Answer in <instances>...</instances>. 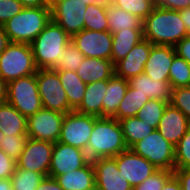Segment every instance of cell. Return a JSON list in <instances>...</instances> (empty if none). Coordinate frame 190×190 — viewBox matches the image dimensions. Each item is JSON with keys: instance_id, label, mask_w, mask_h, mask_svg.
Wrapping results in <instances>:
<instances>
[{"instance_id": "obj_1", "label": "cell", "mask_w": 190, "mask_h": 190, "mask_svg": "<svg viewBox=\"0 0 190 190\" xmlns=\"http://www.w3.org/2000/svg\"><path fill=\"white\" fill-rule=\"evenodd\" d=\"M180 12L155 5L143 20V38L153 45L175 46L188 36Z\"/></svg>"}, {"instance_id": "obj_2", "label": "cell", "mask_w": 190, "mask_h": 190, "mask_svg": "<svg viewBox=\"0 0 190 190\" xmlns=\"http://www.w3.org/2000/svg\"><path fill=\"white\" fill-rule=\"evenodd\" d=\"M127 149L119 121L113 117L94 116V126L85 151L88 159L112 158Z\"/></svg>"}, {"instance_id": "obj_3", "label": "cell", "mask_w": 190, "mask_h": 190, "mask_svg": "<svg viewBox=\"0 0 190 190\" xmlns=\"http://www.w3.org/2000/svg\"><path fill=\"white\" fill-rule=\"evenodd\" d=\"M70 41L71 37L66 31L50 20L30 44L37 68H55L62 61L64 47Z\"/></svg>"}, {"instance_id": "obj_4", "label": "cell", "mask_w": 190, "mask_h": 190, "mask_svg": "<svg viewBox=\"0 0 190 190\" xmlns=\"http://www.w3.org/2000/svg\"><path fill=\"white\" fill-rule=\"evenodd\" d=\"M51 20L49 7H24L3 28L10 42L31 44Z\"/></svg>"}, {"instance_id": "obj_5", "label": "cell", "mask_w": 190, "mask_h": 190, "mask_svg": "<svg viewBox=\"0 0 190 190\" xmlns=\"http://www.w3.org/2000/svg\"><path fill=\"white\" fill-rule=\"evenodd\" d=\"M37 71L29 44L10 42L0 54V77L7 83L20 77L36 74Z\"/></svg>"}, {"instance_id": "obj_6", "label": "cell", "mask_w": 190, "mask_h": 190, "mask_svg": "<svg viewBox=\"0 0 190 190\" xmlns=\"http://www.w3.org/2000/svg\"><path fill=\"white\" fill-rule=\"evenodd\" d=\"M7 102L27 118L42 109L36 74L9 81L7 83Z\"/></svg>"}, {"instance_id": "obj_7", "label": "cell", "mask_w": 190, "mask_h": 190, "mask_svg": "<svg viewBox=\"0 0 190 190\" xmlns=\"http://www.w3.org/2000/svg\"><path fill=\"white\" fill-rule=\"evenodd\" d=\"M130 149L147 159L158 170H175V146L165 140L157 129Z\"/></svg>"}, {"instance_id": "obj_8", "label": "cell", "mask_w": 190, "mask_h": 190, "mask_svg": "<svg viewBox=\"0 0 190 190\" xmlns=\"http://www.w3.org/2000/svg\"><path fill=\"white\" fill-rule=\"evenodd\" d=\"M36 81L43 108L63 114L73 111L69 106L58 72L54 68L38 69Z\"/></svg>"}, {"instance_id": "obj_9", "label": "cell", "mask_w": 190, "mask_h": 190, "mask_svg": "<svg viewBox=\"0 0 190 190\" xmlns=\"http://www.w3.org/2000/svg\"><path fill=\"white\" fill-rule=\"evenodd\" d=\"M94 126V116L71 111L65 114L58 142L86 151Z\"/></svg>"}, {"instance_id": "obj_10", "label": "cell", "mask_w": 190, "mask_h": 190, "mask_svg": "<svg viewBox=\"0 0 190 190\" xmlns=\"http://www.w3.org/2000/svg\"><path fill=\"white\" fill-rule=\"evenodd\" d=\"M65 114L42 108L27 118V137L56 143Z\"/></svg>"}, {"instance_id": "obj_11", "label": "cell", "mask_w": 190, "mask_h": 190, "mask_svg": "<svg viewBox=\"0 0 190 190\" xmlns=\"http://www.w3.org/2000/svg\"><path fill=\"white\" fill-rule=\"evenodd\" d=\"M54 143L27 138L16 169H25L49 176Z\"/></svg>"}, {"instance_id": "obj_12", "label": "cell", "mask_w": 190, "mask_h": 190, "mask_svg": "<svg viewBox=\"0 0 190 190\" xmlns=\"http://www.w3.org/2000/svg\"><path fill=\"white\" fill-rule=\"evenodd\" d=\"M85 11L81 0H59L51 7V20L72 37L84 29Z\"/></svg>"}, {"instance_id": "obj_13", "label": "cell", "mask_w": 190, "mask_h": 190, "mask_svg": "<svg viewBox=\"0 0 190 190\" xmlns=\"http://www.w3.org/2000/svg\"><path fill=\"white\" fill-rule=\"evenodd\" d=\"M73 44L87 58L111 60L112 33L83 29L71 37Z\"/></svg>"}, {"instance_id": "obj_14", "label": "cell", "mask_w": 190, "mask_h": 190, "mask_svg": "<svg viewBox=\"0 0 190 190\" xmlns=\"http://www.w3.org/2000/svg\"><path fill=\"white\" fill-rule=\"evenodd\" d=\"M113 158L116 160L120 177L124 176L133 188L158 171L147 159L134 153L131 149H127Z\"/></svg>"}, {"instance_id": "obj_15", "label": "cell", "mask_w": 190, "mask_h": 190, "mask_svg": "<svg viewBox=\"0 0 190 190\" xmlns=\"http://www.w3.org/2000/svg\"><path fill=\"white\" fill-rule=\"evenodd\" d=\"M89 161L84 150L56 142L52 151L49 176L55 178L56 176L67 174L84 167Z\"/></svg>"}, {"instance_id": "obj_16", "label": "cell", "mask_w": 190, "mask_h": 190, "mask_svg": "<svg viewBox=\"0 0 190 190\" xmlns=\"http://www.w3.org/2000/svg\"><path fill=\"white\" fill-rule=\"evenodd\" d=\"M95 171V184L103 190H133V187L122 176L112 158H99L91 161Z\"/></svg>"}, {"instance_id": "obj_17", "label": "cell", "mask_w": 190, "mask_h": 190, "mask_svg": "<svg viewBox=\"0 0 190 190\" xmlns=\"http://www.w3.org/2000/svg\"><path fill=\"white\" fill-rule=\"evenodd\" d=\"M152 46L153 44L146 39L134 45L125 58L114 65L115 75L130 80L132 77L144 73L145 63L148 60Z\"/></svg>"}, {"instance_id": "obj_18", "label": "cell", "mask_w": 190, "mask_h": 190, "mask_svg": "<svg viewBox=\"0 0 190 190\" xmlns=\"http://www.w3.org/2000/svg\"><path fill=\"white\" fill-rule=\"evenodd\" d=\"M175 55L173 46L153 45L145 63L144 73L151 79L169 81V70Z\"/></svg>"}, {"instance_id": "obj_19", "label": "cell", "mask_w": 190, "mask_h": 190, "mask_svg": "<svg viewBox=\"0 0 190 190\" xmlns=\"http://www.w3.org/2000/svg\"><path fill=\"white\" fill-rule=\"evenodd\" d=\"M189 128L190 122L186 116L169 103L164 110L157 130L165 140L176 146Z\"/></svg>"}, {"instance_id": "obj_20", "label": "cell", "mask_w": 190, "mask_h": 190, "mask_svg": "<svg viewBox=\"0 0 190 190\" xmlns=\"http://www.w3.org/2000/svg\"><path fill=\"white\" fill-rule=\"evenodd\" d=\"M128 84L133 89H138L144 95H147L149 99H156L170 103L172 87L169 81H158L151 79L145 73H141L128 80Z\"/></svg>"}, {"instance_id": "obj_21", "label": "cell", "mask_w": 190, "mask_h": 190, "mask_svg": "<svg viewBox=\"0 0 190 190\" xmlns=\"http://www.w3.org/2000/svg\"><path fill=\"white\" fill-rule=\"evenodd\" d=\"M78 76L85 84L109 80L114 74V64L109 59L85 57L77 69Z\"/></svg>"}, {"instance_id": "obj_22", "label": "cell", "mask_w": 190, "mask_h": 190, "mask_svg": "<svg viewBox=\"0 0 190 190\" xmlns=\"http://www.w3.org/2000/svg\"><path fill=\"white\" fill-rule=\"evenodd\" d=\"M105 9L110 33L121 30H143V20L117 7L111 1L105 0Z\"/></svg>"}, {"instance_id": "obj_23", "label": "cell", "mask_w": 190, "mask_h": 190, "mask_svg": "<svg viewBox=\"0 0 190 190\" xmlns=\"http://www.w3.org/2000/svg\"><path fill=\"white\" fill-rule=\"evenodd\" d=\"M106 89L107 80L88 83L83 100L75 111L95 117H103L102 99L104 98Z\"/></svg>"}, {"instance_id": "obj_24", "label": "cell", "mask_w": 190, "mask_h": 190, "mask_svg": "<svg viewBox=\"0 0 190 190\" xmlns=\"http://www.w3.org/2000/svg\"><path fill=\"white\" fill-rule=\"evenodd\" d=\"M55 179L64 190H88L95 184L93 164L89 161L84 167L56 176Z\"/></svg>"}, {"instance_id": "obj_25", "label": "cell", "mask_w": 190, "mask_h": 190, "mask_svg": "<svg viewBox=\"0 0 190 190\" xmlns=\"http://www.w3.org/2000/svg\"><path fill=\"white\" fill-rule=\"evenodd\" d=\"M0 128L4 135H27V117L7 101L1 103Z\"/></svg>"}, {"instance_id": "obj_26", "label": "cell", "mask_w": 190, "mask_h": 190, "mask_svg": "<svg viewBox=\"0 0 190 190\" xmlns=\"http://www.w3.org/2000/svg\"><path fill=\"white\" fill-rule=\"evenodd\" d=\"M128 86V80L115 74L107 80V89L102 99L103 117H112L117 112Z\"/></svg>"}, {"instance_id": "obj_27", "label": "cell", "mask_w": 190, "mask_h": 190, "mask_svg": "<svg viewBox=\"0 0 190 190\" xmlns=\"http://www.w3.org/2000/svg\"><path fill=\"white\" fill-rule=\"evenodd\" d=\"M143 39V30H121L112 33L111 61L113 64L124 59L134 45Z\"/></svg>"}, {"instance_id": "obj_28", "label": "cell", "mask_w": 190, "mask_h": 190, "mask_svg": "<svg viewBox=\"0 0 190 190\" xmlns=\"http://www.w3.org/2000/svg\"><path fill=\"white\" fill-rule=\"evenodd\" d=\"M70 108L75 111L83 100L86 85L76 71H57Z\"/></svg>"}, {"instance_id": "obj_29", "label": "cell", "mask_w": 190, "mask_h": 190, "mask_svg": "<svg viewBox=\"0 0 190 190\" xmlns=\"http://www.w3.org/2000/svg\"><path fill=\"white\" fill-rule=\"evenodd\" d=\"M126 146L130 149L136 142L149 136L155 129L137 117L119 120Z\"/></svg>"}, {"instance_id": "obj_30", "label": "cell", "mask_w": 190, "mask_h": 190, "mask_svg": "<svg viewBox=\"0 0 190 190\" xmlns=\"http://www.w3.org/2000/svg\"><path fill=\"white\" fill-rule=\"evenodd\" d=\"M149 100L147 95L138 92V89L128 86L117 112L112 117L118 121L127 117H136L139 109Z\"/></svg>"}, {"instance_id": "obj_31", "label": "cell", "mask_w": 190, "mask_h": 190, "mask_svg": "<svg viewBox=\"0 0 190 190\" xmlns=\"http://www.w3.org/2000/svg\"><path fill=\"white\" fill-rule=\"evenodd\" d=\"M84 29L93 31H109L105 0L86 5Z\"/></svg>"}, {"instance_id": "obj_32", "label": "cell", "mask_w": 190, "mask_h": 190, "mask_svg": "<svg viewBox=\"0 0 190 190\" xmlns=\"http://www.w3.org/2000/svg\"><path fill=\"white\" fill-rule=\"evenodd\" d=\"M169 84L172 89L190 86V64L177 54L170 66Z\"/></svg>"}, {"instance_id": "obj_33", "label": "cell", "mask_w": 190, "mask_h": 190, "mask_svg": "<svg viewBox=\"0 0 190 190\" xmlns=\"http://www.w3.org/2000/svg\"><path fill=\"white\" fill-rule=\"evenodd\" d=\"M168 104V102L150 99L141 109H139L136 117L152 126L154 129H157Z\"/></svg>"}, {"instance_id": "obj_34", "label": "cell", "mask_w": 190, "mask_h": 190, "mask_svg": "<svg viewBox=\"0 0 190 190\" xmlns=\"http://www.w3.org/2000/svg\"><path fill=\"white\" fill-rule=\"evenodd\" d=\"M44 175L25 169H16L11 177L13 190H36Z\"/></svg>"}, {"instance_id": "obj_35", "label": "cell", "mask_w": 190, "mask_h": 190, "mask_svg": "<svg viewBox=\"0 0 190 190\" xmlns=\"http://www.w3.org/2000/svg\"><path fill=\"white\" fill-rule=\"evenodd\" d=\"M117 7L144 20L153 10L155 0H109Z\"/></svg>"}, {"instance_id": "obj_36", "label": "cell", "mask_w": 190, "mask_h": 190, "mask_svg": "<svg viewBox=\"0 0 190 190\" xmlns=\"http://www.w3.org/2000/svg\"><path fill=\"white\" fill-rule=\"evenodd\" d=\"M85 56L82 52L73 44L72 41L64 47L63 58L56 67V71H77Z\"/></svg>"}, {"instance_id": "obj_37", "label": "cell", "mask_w": 190, "mask_h": 190, "mask_svg": "<svg viewBox=\"0 0 190 190\" xmlns=\"http://www.w3.org/2000/svg\"><path fill=\"white\" fill-rule=\"evenodd\" d=\"M27 135H4L0 149L10 158L17 161L23 151Z\"/></svg>"}, {"instance_id": "obj_38", "label": "cell", "mask_w": 190, "mask_h": 190, "mask_svg": "<svg viewBox=\"0 0 190 190\" xmlns=\"http://www.w3.org/2000/svg\"><path fill=\"white\" fill-rule=\"evenodd\" d=\"M190 167V128L175 146V169Z\"/></svg>"}, {"instance_id": "obj_39", "label": "cell", "mask_w": 190, "mask_h": 190, "mask_svg": "<svg viewBox=\"0 0 190 190\" xmlns=\"http://www.w3.org/2000/svg\"><path fill=\"white\" fill-rule=\"evenodd\" d=\"M170 104L179 109L190 122V86L172 89Z\"/></svg>"}, {"instance_id": "obj_40", "label": "cell", "mask_w": 190, "mask_h": 190, "mask_svg": "<svg viewBox=\"0 0 190 190\" xmlns=\"http://www.w3.org/2000/svg\"><path fill=\"white\" fill-rule=\"evenodd\" d=\"M172 175L173 171L158 170L141 184L135 186L133 190H161Z\"/></svg>"}, {"instance_id": "obj_41", "label": "cell", "mask_w": 190, "mask_h": 190, "mask_svg": "<svg viewBox=\"0 0 190 190\" xmlns=\"http://www.w3.org/2000/svg\"><path fill=\"white\" fill-rule=\"evenodd\" d=\"M19 0H0V26L23 10Z\"/></svg>"}, {"instance_id": "obj_42", "label": "cell", "mask_w": 190, "mask_h": 190, "mask_svg": "<svg viewBox=\"0 0 190 190\" xmlns=\"http://www.w3.org/2000/svg\"><path fill=\"white\" fill-rule=\"evenodd\" d=\"M16 167V161L0 149V179H11Z\"/></svg>"}, {"instance_id": "obj_43", "label": "cell", "mask_w": 190, "mask_h": 190, "mask_svg": "<svg viewBox=\"0 0 190 190\" xmlns=\"http://www.w3.org/2000/svg\"><path fill=\"white\" fill-rule=\"evenodd\" d=\"M155 4L162 8L180 11L190 7V0H155Z\"/></svg>"}, {"instance_id": "obj_44", "label": "cell", "mask_w": 190, "mask_h": 190, "mask_svg": "<svg viewBox=\"0 0 190 190\" xmlns=\"http://www.w3.org/2000/svg\"><path fill=\"white\" fill-rule=\"evenodd\" d=\"M174 48L176 54L190 64V35L182 38Z\"/></svg>"}, {"instance_id": "obj_45", "label": "cell", "mask_w": 190, "mask_h": 190, "mask_svg": "<svg viewBox=\"0 0 190 190\" xmlns=\"http://www.w3.org/2000/svg\"><path fill=\"white\" fill-rule=\"evenodd\" d=\"M173 174L179 180L182 190H190V167L175 169Z\"/></svg>"}, {"instance_id": "obj_46", "label": "cell", "mask_w": 190, "mask_h": 190, "mask_svg": "<svg viewBox=\"0 0 190 190\" xmlns=\"http://www.w3.org/2000/svg\"><path fill=\"white\" fill-rule=\"evenodd\" d=\"M36 190H64L53 177L46 176L39 183Z\"/></svg>"}, {"instance_id": "obj_47", "label": "cell", "mask_w": 190, "mask_h": 190, "mask_svg": "<svg viewBox=\"0 0 190 190\" xmlns=\"http://www.w3.org/2000/svg\"><path fill=\"white\" fill-rule=\"evenodd\" d=\"M161 190H182L181 184L173 174L164 184Z\"/></svg>"}, {"instance_id": "obj_48", "label": "cell", "mask_w": 190, "mask_h": 190, "mask_svg": "<svg viewBox=\"0 0 190 190\" xmlns=\"http://www.w3.org/2000/svg\"><path fill=\"white\" fill-rule=\"evenodd\" d=\"M187 33L190 35V7L179 11Z\"/></svg>"}, {"instance_id": "obj_49", "label": "cell", "mask_w": 190, "mask_h": 190, "mask_svg": "<svg viewBox=\"0 0 190 190\" xmlns=\"http://www.w3.org/2000/svg\"><path fill=\"white\" fill-rule=\"evenodd\" d=\"M9 43L10 41L3 26H0V54L7 48Z\"/></svg>"}, {"instance_id": "obj_50", "label": "cell", "mask_w": 190, "mask_h": 190, "mask_svg": "<svg viewBox=\"0 0 190 190\" xmlns=\"http://www.w3.org/2000/svg\"><path fill=\"white\" fill-rule=\"evenodd\" d=\"M7 101V82L0 77V104Z\"/></svg>"}, {"instance_id": "obj_51", "label": "cell", "mask_w": 190, "mask_h": 190, "mask_svg": "<svg viewBox=\"0 0 190 190\" xmlns=\"http://www.w3.org/2000/svg\"><path fill=\"white\" fill-rule=\"evenodd\" d=\"M23 7H42V0H19Z\"/></svg>"}, {"instance_id": "obj_52", "label": "cell", "mask_w": 190, "mask_h": 190, "mask_svg": "<svg viewBox=\"0 0 190 190\" xmlns=\"http://www.w3.org/2000/svg\"><path fill=\"white\" fill-rule=\"evenodd\" d=\"M0 190H13L11 179H0Z\"/></svg>"}, {"instance_id": "obj_53", "label": "cell", "mask_w": 190, "mask_h": 190, "mask_svg": "<svg viewBox=\"0 0 190 190\" xmlns=\"http://www.w3.org/2000/svg\"><path fill=\"white\" fill-rule=\"evenodd\" d=\"M59 0H42V7L51 8Z\"/></svg>"}, {"instance_id": "obj_54", "label": "cell", "mask_w": 190, "mask_h": 190, "mask_svg": "<svg viewBox=\"0 0 190 190\" xmlns=\"http://www.w3.org/2000/svg\"><path fill=\"white\" fill-rule=\"evenodd\" d=\"M85 5L90 4V3H94V2H99L101 0H81Z\"/></svg>"}, {"instance_id": "obj_55", "label": "cell", "mask_w": 190, "mask_h": 190, "mask_svg": "<svg viewBox=\"0 0 190 190\" xmlns=\"http://www.w3.org/2000/svg\"><path fill=\"white\" fill-rule=\"evenodd\" d=\"M88 190H103L98 185L94 184L90 189Z\"/></svg>"}, {"instance_id": "obj_56", "label": "cell", "mask_w": 190, "mask_h": 190, "mask_svg": "<svg viewBox=\"0 0 190 190\" xmlns=\"http://www.w3.org/2000/svg\"><path fill=\"white\" fill-rule=\"evenodd\" d=\"M3 138H4V134L1 132V128H0V143H1Z\"/></svg>"}]
</instances>
